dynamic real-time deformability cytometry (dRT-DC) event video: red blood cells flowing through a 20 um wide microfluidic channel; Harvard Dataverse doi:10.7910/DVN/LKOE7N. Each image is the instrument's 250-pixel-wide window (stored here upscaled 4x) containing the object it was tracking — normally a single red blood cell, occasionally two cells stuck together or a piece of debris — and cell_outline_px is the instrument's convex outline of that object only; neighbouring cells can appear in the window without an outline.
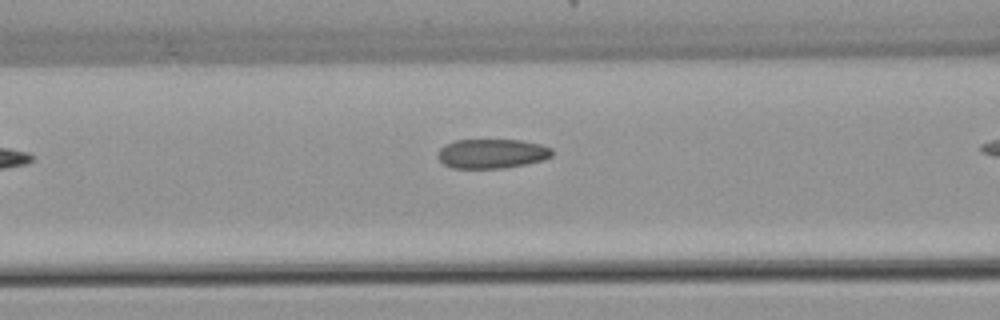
{"species": "common noctule bat (a hibernating species)", "species_latin": "Nyctalus noctula", "temperature_condition": "warm", "stored_images_in_passage": 4, "segment_of_instrument_passage": [1, 2], "camera_frame_rate_fps": 3000, "um_per_image_px": 0.085, "animal": {"sex": "female", "body_mass_g": 22.7, "forearm_length_mm": 54.2}, "frame": {"image": 1, "passage_image": 3, "time_ms": 2.667, "image_size_px": [1000, 320], "cell_outline_px": [[552, 156], [544, 160], [504, 168], [452, 168], [444, 164], [436, 156], [440, 148], [456, 140], [520, 140], [540, 144], [552, 148]], "centroid_in_image_um": [41.82, 13.06], "position_along_channel_um": 124.8, "area_um2": 19.54}}